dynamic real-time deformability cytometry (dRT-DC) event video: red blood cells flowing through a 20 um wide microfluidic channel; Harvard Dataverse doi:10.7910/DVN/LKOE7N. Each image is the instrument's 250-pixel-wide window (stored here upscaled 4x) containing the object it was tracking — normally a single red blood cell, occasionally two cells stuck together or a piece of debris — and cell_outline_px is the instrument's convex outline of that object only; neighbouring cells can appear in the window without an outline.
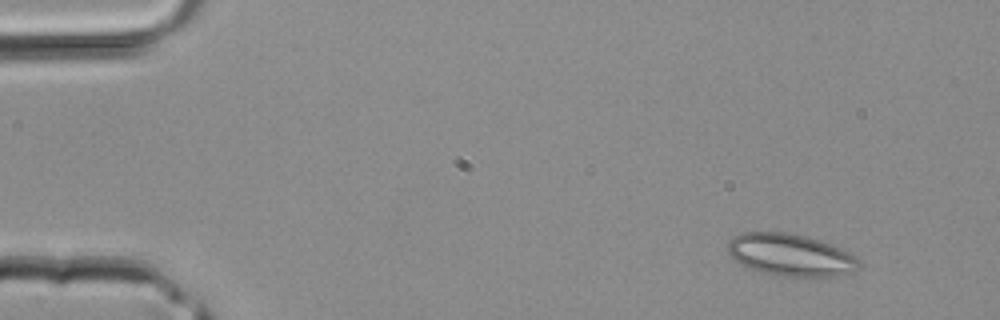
{"species": "common noctule bat (a hibernating species)", "species_latin": "Nyctalus noctula", "temperature_condition": "room temperature", "stored_images_in_passage": 37, "camera_frame_rate_fps": 3000, "um_per_image_px": 0.085, "animal": {"sex": "male", "body_mass_g": 20.4}, "frame": {"image": 1, "passage_image": 1, "time_ms": 0.0, "image_size_px": [1000, 320], "cell_outline_px": [[860, 268], [824, 280], [780, 276], [748, 268], [732, 260], [728, 252], [728, 240], [732, 236], [740, 232], [788, 232], [808, 236], [832, 244], [856, 256], [860, 260]], "centroid_in_image_um": [67.21, 21.7], "position_along_channel_um": 17.8, "area_um2": 33.35}}
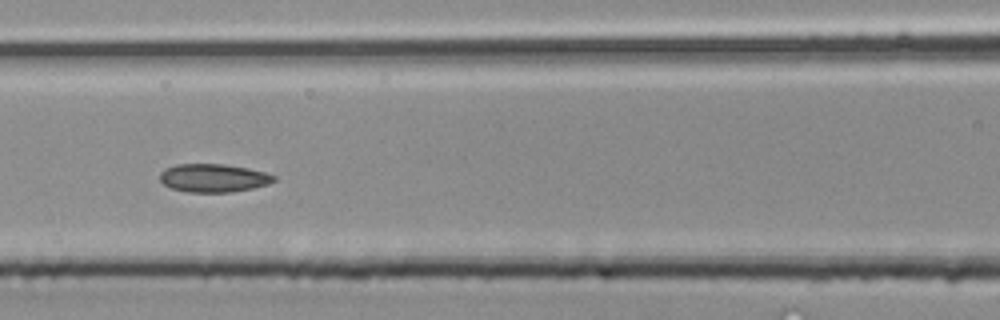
{"frame": {"image": 2, "passage_image": 15, "time_ms": 4.667, "image_size_px": [1000, 320], "cell_outline_px": [[276, 180], [268, 184], [252, 188], [228, 192], [188, 192], [172, 188], [164, 184], [160, 180], [160, 172], [164, 168], [176, 164], [224, 164], [248, 168], [264, 172], [276, 176]], "centroid_in_image_um": [18.13, 15.12], "position_along_channel_um": 148.5, "area_um2": 18.73}}
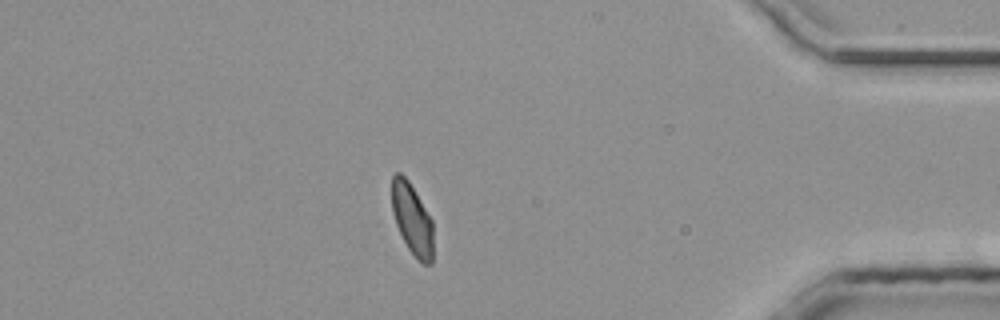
{"frame": {"image": 3, "passage_image": 32, "time_ms": 10.333, "image_size_px": [1000, 320], "cell_outline_px": [[432, 264], [424, 264], [408, 248], [396, 224], [392, 212], [392, 176], [396, 172], [400, 172], [408, 180], [432, 220]], "centroid_in_image_um": [35.02, 18.59], "position_along_channel_um": 400.2, "area_um2": 16.76}}